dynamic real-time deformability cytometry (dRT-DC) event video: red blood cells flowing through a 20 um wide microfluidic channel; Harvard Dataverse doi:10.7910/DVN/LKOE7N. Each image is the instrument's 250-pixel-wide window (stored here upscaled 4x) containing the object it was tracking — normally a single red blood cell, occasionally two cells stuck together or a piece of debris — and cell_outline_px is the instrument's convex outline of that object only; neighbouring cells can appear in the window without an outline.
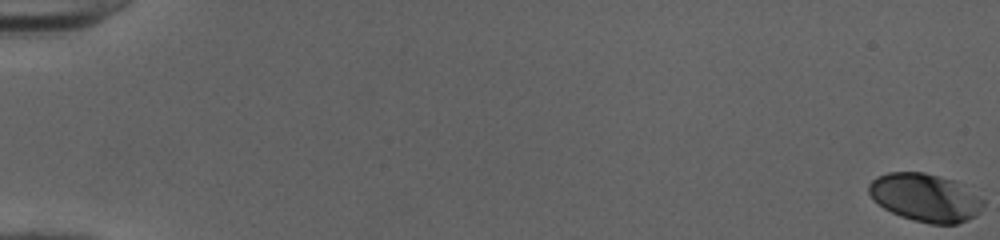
{"species": "human", "species_latin": "Homo sapiens", "temperature_condition": "cold", "stored_images_in_passage": 53, "camera_frame_rate_fps": 3000, "um_per_image_px": 0.085, "donor": {"sex": "female"}, "frame": {"image": 1, "passage_image": 1, "time_ms": 0.0, "image_size_px": [1000, 240], "cell_outline_px": [[984, 204], [976, 216], [956, 224], [932, 224], [912, 220], [900, 216], [884, 208], [872, 200], [868, 192], [868, 184], [876, 176], [888, 172], [924, 172], [956, 180], [984, 200]], "centroid_in_image_um": [78.62, 16.78], "position_along_channel_um": 6.4, "area_um2": 32.25}}
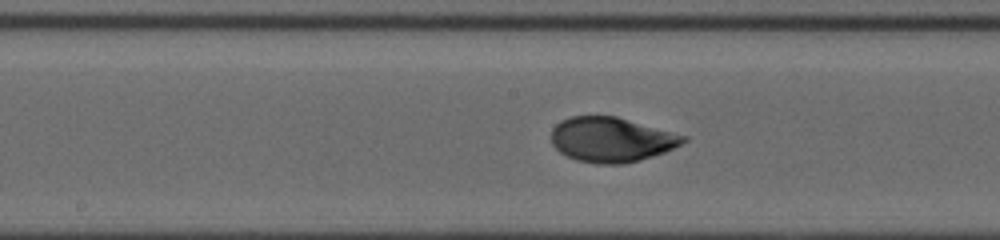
{"frame": {"image": 2, "passage_image": 30, "time_ms": 9.667, "image_size_px": [1000, 240], "cell_outline_px": [[688, 140], [664, 152], [640, 160], [624, 164], [596, 164], [576, 160], [560, 152], [552, 144], [552, 128], [560, 120], [572, 116], [616, 116], [688, 136]], "centroid_in_image_um": [51.96, 11.86], "position_along_channel_um": 196.2, "area_um2": 34.45}}
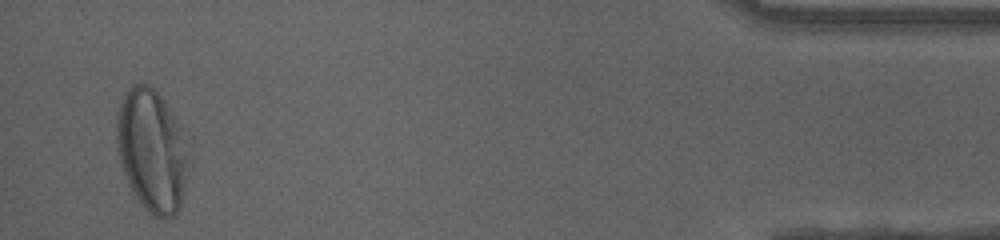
{"frame": {"image": 3, "passage_image": 52, "time_ms": 17.0, "image_size_px": [1000, 240], "cell_outline_px": [[184, 180], [180, 204], [176, 216], [168, 220], [160, 220], [152, 216], [140, 204], [132, 192], [128, 184], [116, 148], [116, 112], [124, 92], [132, 84], [148, 84], [164, 100], [176, 120], [180, 128], [184, 156]], "centroid_in_image_um": [12.81, 12.82], "position_along_channel_um": 422.4, "area_um2": 50.46}, "authors_computed_cell_mechanics": {"area_um2": 33.9864, "velocity_mm_per_s": 4.0089, "shape_relaxation_time_tau1_ms": 3.7283, "shape_relaxation_time_tau2_ms": null, "deformation_change_tau1": 0.1805, "deformation_change_tau2": null}}